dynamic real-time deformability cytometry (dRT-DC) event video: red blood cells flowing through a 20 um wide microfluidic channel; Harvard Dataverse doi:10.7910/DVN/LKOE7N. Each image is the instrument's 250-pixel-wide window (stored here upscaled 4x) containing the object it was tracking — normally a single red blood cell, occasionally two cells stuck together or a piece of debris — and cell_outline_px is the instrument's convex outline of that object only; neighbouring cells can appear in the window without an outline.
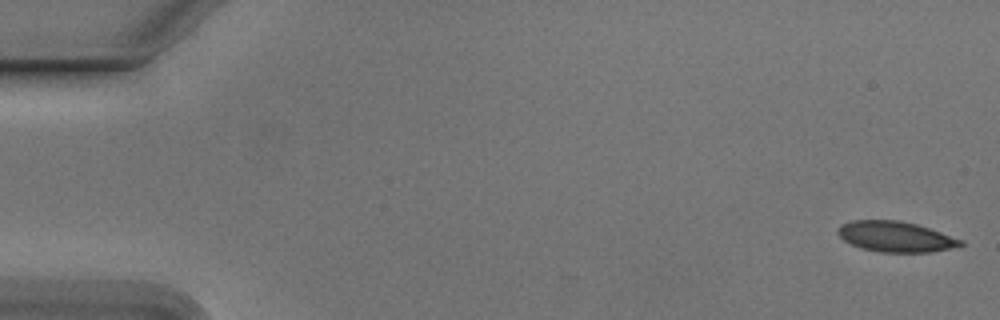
{"species": "Egyptian fruit bat (a non-hibernating species)", "species_latin": "Rousettus aegyptiacus", "temperature_condition": "cold", "stored_images_in_passage": 53, "camera_frame_rate_fps": 3000, "um_per_image_px": 0.085, "animal": {"sex": "male"}, "frame": {"image": 1, "passage_image": 1, "time_ms": 0.0, "image_size_px": [1000, 320], "cell_outline_px": [[964, 244], [960, 248], [932, 252], [880, 252], [860, 248], [844, 240], [836, 232], [836, 228], [840, 224], [852, 220], [900, 220], [916, 224], [964, 240]], "centroid_in_image_um": [76.15, 20.12], "position_along_channel_um": 8.8, "area_um2": 22.14}}
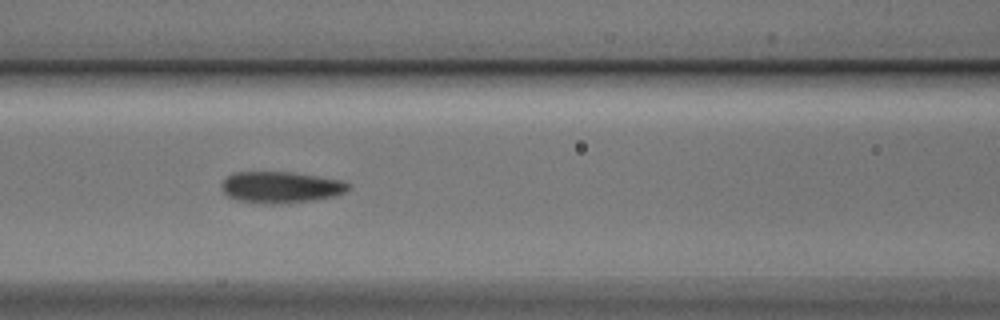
{"frame": {"image": 2, "passage_image": 23, "time_ms": 7.333, "image_size_px": [1000, 320], "cell_outline_px": [[352, 188], [348, 192], [336, 196], [316, 200], [280, 204], [260, 204], [236, 200], [228, 196], [220, 188], [220, 184], [232, 172], [292, 172], [344, 180]], "centroid_in_image_um": [23.9, 15.93], "position_along_channel_um": 142.7, "area_um2": 23.76}}
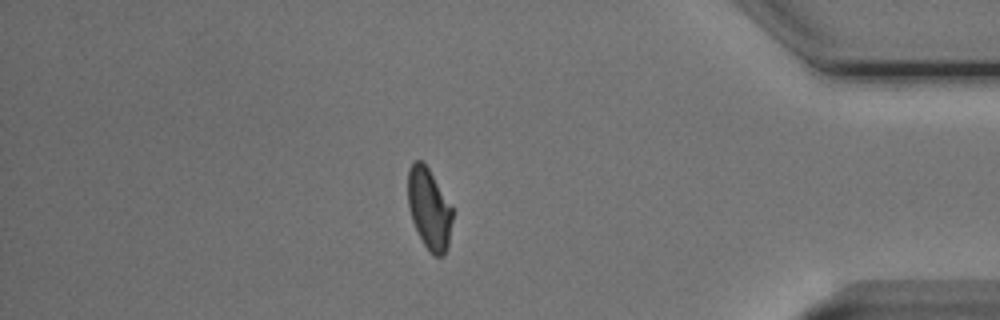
{"frame": {"image": 3, "passage_image": 46, "time_ms": 15.0, "image_size_px": [1000, 320], "cell_outline_px": [[452, 220], [448, 248], [440, 256], [432, 256], [428, 252], [412, 220], [408, 204], [408, 172], [412, 164], [416, 160], [420, 160], [428, 168], [452, 208]], "centroid_in_image_um": [36.47, 17.78], "position_along_channel_um": 398.7, "area_um2": 20.63}, "authors_computed_cell_mechanics": {"area_um2": 22.7154, "velocity_mm_per_s": 3.7964, "shape_relaxation_time_tau1_ms": 2.732, "shape_relaxation_time_tau2_ms": 1.7541, "deformation_change_tau1": 0.1091, "deformation_change_tau2": 0.071}}